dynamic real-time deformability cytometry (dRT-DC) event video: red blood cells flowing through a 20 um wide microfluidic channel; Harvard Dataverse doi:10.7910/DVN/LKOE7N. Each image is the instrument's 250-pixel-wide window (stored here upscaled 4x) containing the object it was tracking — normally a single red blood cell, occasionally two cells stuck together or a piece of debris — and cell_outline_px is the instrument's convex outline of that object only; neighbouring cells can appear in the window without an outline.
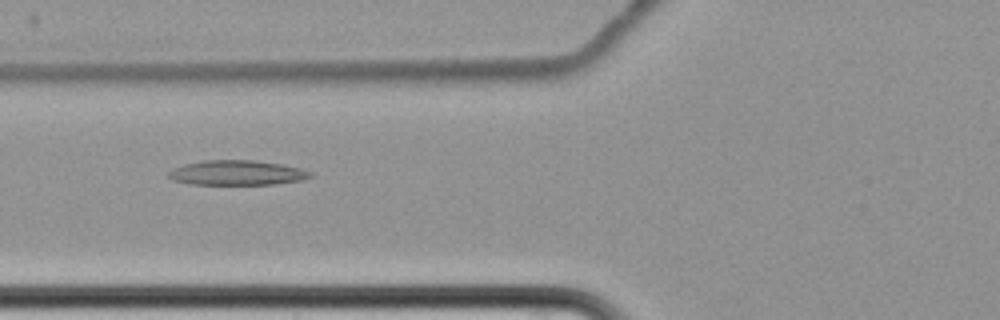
{"species": "common noctule bat (a hibernating species)", "species_latin": "Nyctalus noctula", "temperature_condition": "cold", "stored_images_in_passage": 8, "camera_frame_rate_fps": 3000, "um_per_image_px": 0.085, "animal": {"sex": "female", "body_mass_g": 22.7, "forearm_length_mm": 54.2}, "frame": {"image": 1, "passage_image": 8, "time_ms": 8.667, "image_size_px": [1000, 320], "cell_outline_px": [[312, 176], [304, 180], [276, 184], [188, 184], [172, 180], [168, 176], [168, 172], [172, 168], [184, 164], [204, 160], [252, 160], [284, 164], [300, 168], [312, 172]], "centroid_in_image_um": [20.15, 14.68], "position_along_channel_um": 105.7, "area_um2": 20.69}}